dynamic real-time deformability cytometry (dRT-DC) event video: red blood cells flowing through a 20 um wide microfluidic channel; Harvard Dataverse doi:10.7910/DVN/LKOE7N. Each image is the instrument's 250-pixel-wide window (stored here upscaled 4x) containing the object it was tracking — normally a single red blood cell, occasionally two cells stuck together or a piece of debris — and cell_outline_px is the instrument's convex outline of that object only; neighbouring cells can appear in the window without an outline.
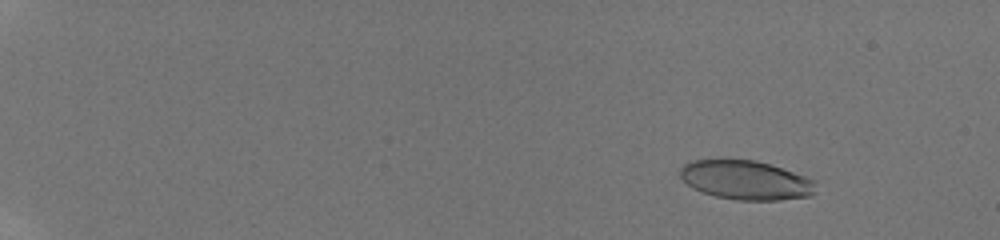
{"species": "human", "species_latin": "Homo sapiens", "temperature_condition": "room temperature", "stored_images_in_passage": 58, "camera_frame_rate_fps": 3000, "um_per_image_px": 0.085, "donor": {"sex": "male"}, "frame": {"image": 1, "passage_image": 9, "time_ms": 2.667, "image_size_px": [1000, 240], "cell_outline_px": [[816, 192], [812, 196], [776, 200], [736, 200], [716, 196], [692, 188], [680, 176], [680, 168], [684, 164], [692, 160], [724, 156], [756, 160], [816, 180]], "centroid_in_image_um": [63.36, 15.26], "position_along_channel_um": 21.6, "area_um2": 31.67}}
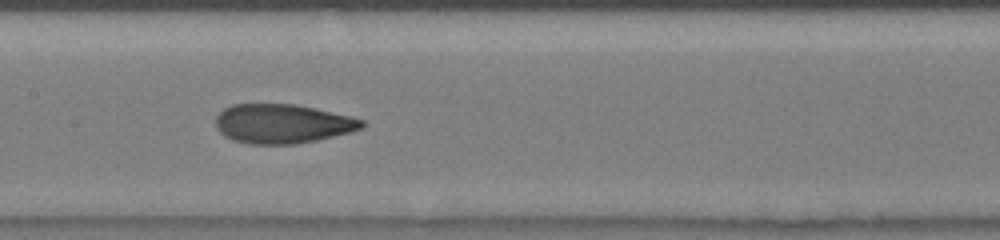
{"frame": {"image": 2, "passage_image": 34, "time_ms": 11.0, "image_size_px": [1000, 240], "cell_outline_px": [[364, 128], [316, 140], [296, 144], [248, 144], [232, 140], [224, 136], [216, 128], [216, 116], [224, 108], [232, 104], [292, 104], [312, 108], [348, 116], [364, 120]], "centroid_in_image_um": [23.95, 10.52], "position_along_channel_um": 183.5, "area_um2": 33.18}}
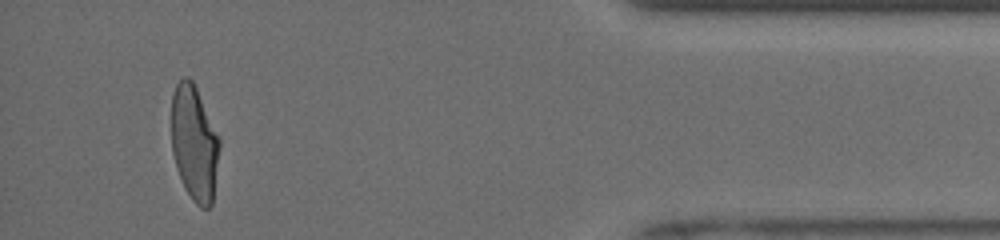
{"frame": {"image": 3, "passage_image": 55, "time_ms": 18.0, "image_size_px": [1000, 240], "cell_outline_px": [[220, 144], [212, 204], [208, 208], [200, 208], [192, 200], [184, 188], [176, 168], [172, 152], [172, 96], [176, 84], [184, 76], [188, 76], [192, 80], [196, 88], [220, 140]], "centroid_in_image_um": [16.5, 12.2], "position_along_channel_um": 418.7, "area_um2": 32.08}, "authors_computed_cell_mechanics": {"area_um2": 32.7437, "velocity_mm_per_s": 3.9638, "shape_relaxation_time_tau1_ms": 7.1161, "shape_relaxation_time_tau2_ms": 1.0138, "deformation_change_tau1": 0.2452, "deformation_change_tau2": 0.0804}}